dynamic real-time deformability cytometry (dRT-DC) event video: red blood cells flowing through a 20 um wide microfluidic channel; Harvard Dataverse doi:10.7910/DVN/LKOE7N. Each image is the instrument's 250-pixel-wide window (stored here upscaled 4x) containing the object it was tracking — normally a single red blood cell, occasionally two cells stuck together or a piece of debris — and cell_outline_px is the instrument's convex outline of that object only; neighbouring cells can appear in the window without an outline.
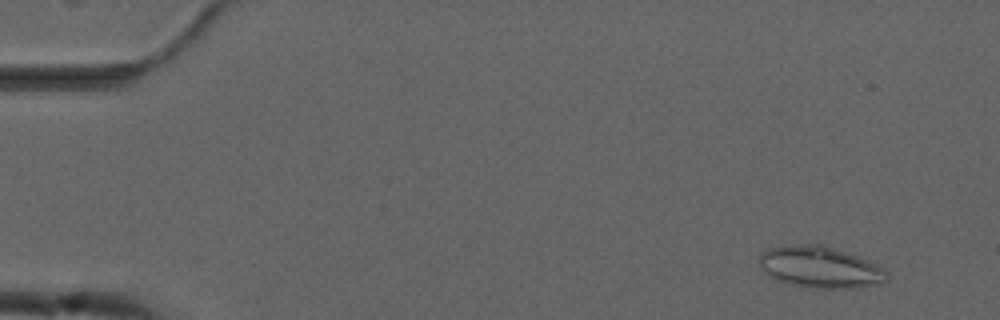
{"species": "common noctule bat (a hibernating species)", "species_latin": "Nyctalus noctula", "temperature_condition": "cold", "stored_images_in_passage": 56, "camera_frame_rate_fps": 3000, "um_per_image_px": 0.085, "animal": {"sex": "male", "forearm_length_mm": 52.5}, "frame": {"image": 1, "passage_image": 5, "time_ms": 1.333, "image_size_px": [1000, 320], "cell_outline_px": [[888, 280], [880, 284], [856, 288], [808, 288], [788, 284], [776, 280], [764, 272], [760, 268], [760, 252], [768, 248], [800, 244], [820, 244], [868, 260], [884, 268], [888, 272]], "centroid_in_image_um": [69.71, 22.73], "position_along_channel_um": 15.3, "area_um2": 30.98}}
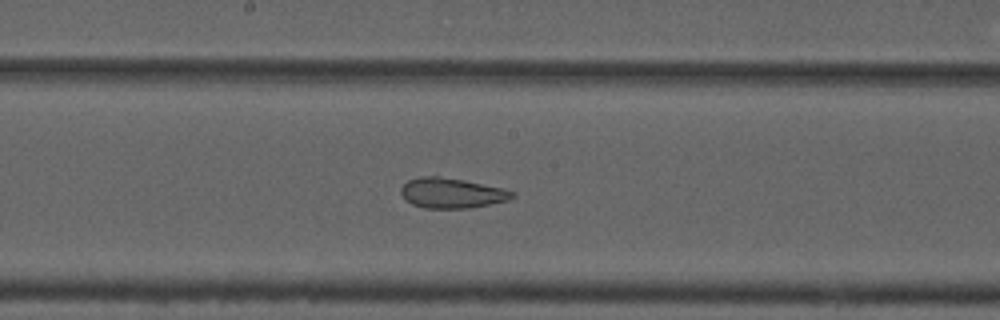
{"frame": {"image": 2, "passage_image": 30, "time_ms": 9.667, "image_size_px": [1000, 320], "cell_outline_px": [[516, 196], [508, 200], [468, 208], [424, 208], [412, 204], [400, 192], [400, 188], [408, 180], [420, 176], [436, 176], [464, 180], [504, 188], [516, 192]], "centroid_in_image_um": [38.42, 16.4], "position_along_channel_um": 209.8, "area_um2": 19.48}}
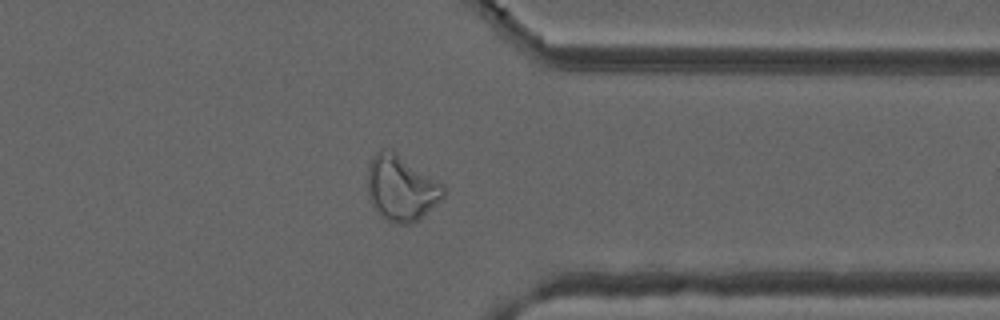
{"frame": {"image": 3, "passage_image": 44, "time_ms": 14.333, "image_size_px": [1000, 320], "cell_outline_px": [[444, 196], [436, 204], [416, 220], [408, 224], [400, 224], [388, 220], [380, 216], [368, 200], [368, 164], [372, 156], [380, 148], [392, 148], [444, 184]], "centroid_in_image_um": [34.07, 15.93], "position_along_channel_um": 377.3, "area_um2": 29.25}, "authors_computed_cell_mechanics": {"area_um2": 28.2353, "velocity_mm_per_s": 3.6969, "shape_relaxation_time_tau1_ms": null, "shape_relaxation_time_tau2_ms": 1.2333, "deformation_change_tau1": null, "deformation_change_tau2": 0.0652}}